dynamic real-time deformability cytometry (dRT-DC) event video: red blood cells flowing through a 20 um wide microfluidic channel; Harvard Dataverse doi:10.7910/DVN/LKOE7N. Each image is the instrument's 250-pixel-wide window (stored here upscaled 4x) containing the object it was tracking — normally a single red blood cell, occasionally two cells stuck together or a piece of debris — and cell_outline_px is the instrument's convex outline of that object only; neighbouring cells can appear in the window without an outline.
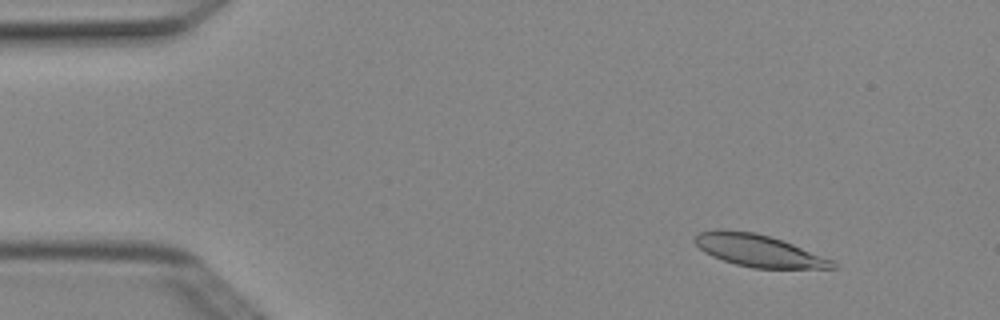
{"species": "Egyptian fruit bat (a non-hibernating species)", "species_latin": "Rousettus aegyptiacus", "temperature_condition": "cold", "stored_images_in_passage": 4, "camera_frame_rate_fps": 3000, "um_per_image_px": 0.085, "animal": {"sex": "female"}, "frame": {"image": 1, "passage_image": 1, "time_ms": 0.0, "image_size_px": [1000, 320], "cell_outline_px": [[836, 268], [752, 268], [736, 264], [712, 256], [704, 252], [692, 240], [700, 232], [720, 228], [756, 232], [792, 244], [832, 260], [836, 264]], "centroid_in_image_um": [64.41, 21.29], "position_along_channel_um": 20.6, "area_um2": 25.49}}
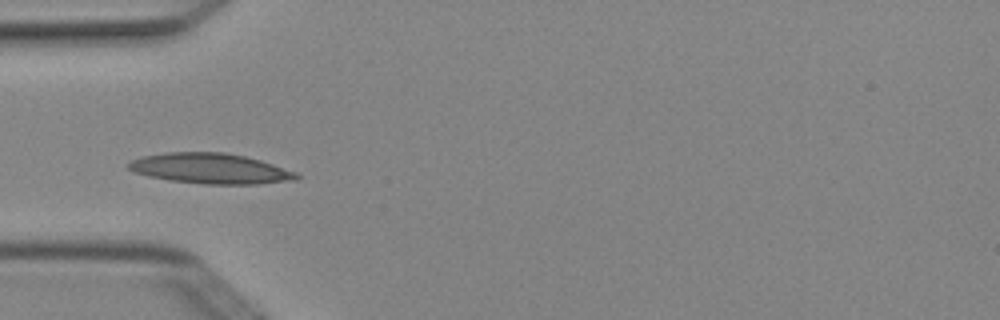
{"frame": {"image": 2, "passage_image": 4, "time_ms": 1.0, "image_size_px": [1000, 320], "cell_outline_px": [[300, 176], [296, 180], [256, 184], [204, 184], [168, 180], [148, 176], [132, 172], [124, 164], [140, 156], [164, 152], [224, 152], [244, 156], [260, 160], [296, 172]], "centroid_in_image_um": [17.81, 14.32], "position_along_channel_um": 67.2, "area_um2": 29.94}}